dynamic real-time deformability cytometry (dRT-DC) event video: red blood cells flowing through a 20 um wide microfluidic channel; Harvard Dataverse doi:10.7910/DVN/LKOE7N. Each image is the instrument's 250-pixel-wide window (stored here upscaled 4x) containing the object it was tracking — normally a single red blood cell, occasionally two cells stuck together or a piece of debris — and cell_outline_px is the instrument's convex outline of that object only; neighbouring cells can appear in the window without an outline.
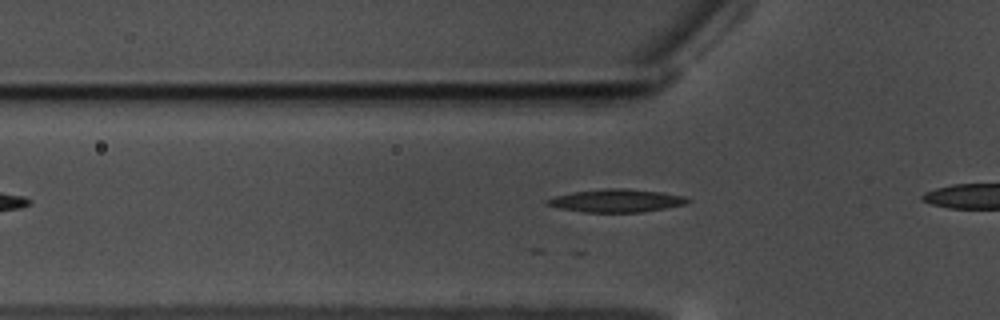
{"species": "common noctule bat (a hibernating species)", "species_latin": "Nyctalus noctula", "temperature_condition": "warm", "stored_images_in_passage": 22, "camera_frame_rate_fps": 3000, "um_per_image_px": 0.085, "animal": {"sex": "male", "body_mass_g": 17.5, "forearm_length_mm": 52.3}, "frame": {"image": 1, "passage_image": 12, "time_ms": 3.667, "image_size_px": [1000, 320], "cell_outline_px": [[692, 200], [688, 204], [640, 212], [584, 212], [560, 208], [544, 204], [544, 200], [556, 196], [572, 192], [604, 188], [624, 188], [660, 192], [684, 196]], "centroid_in_image_um": [52.38, 17.05], "position_along_channel_um": 73.4, "area_um2": 18.79}}
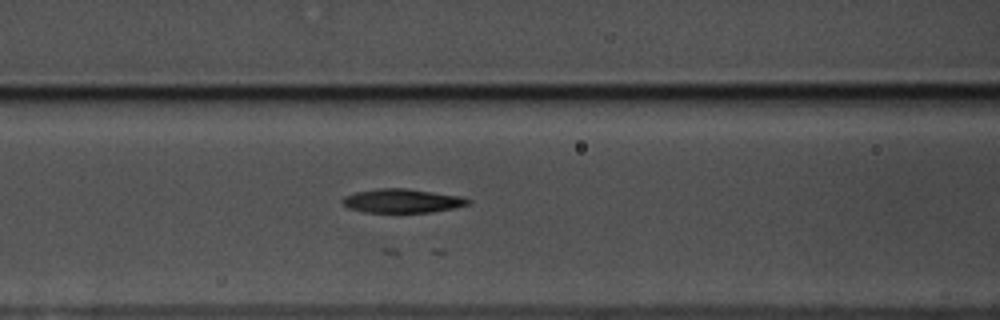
{"frame": {"image": 2, "passage_image": 17, "time_ms": 5.333, "image_size_px": [1000, 320], "cell_outline_px": [[472, 200], [468, 204], [452, 208], [432, 212], [364, 212], [348, 208], [340, 200], [344, 196], [356, 192], [376, 188], [408, 188], [464, 196]], "centroid_in_image_um": [34.19, 17.06], "position_along_channel_um": 132.4, "area_um2": 17.63}}